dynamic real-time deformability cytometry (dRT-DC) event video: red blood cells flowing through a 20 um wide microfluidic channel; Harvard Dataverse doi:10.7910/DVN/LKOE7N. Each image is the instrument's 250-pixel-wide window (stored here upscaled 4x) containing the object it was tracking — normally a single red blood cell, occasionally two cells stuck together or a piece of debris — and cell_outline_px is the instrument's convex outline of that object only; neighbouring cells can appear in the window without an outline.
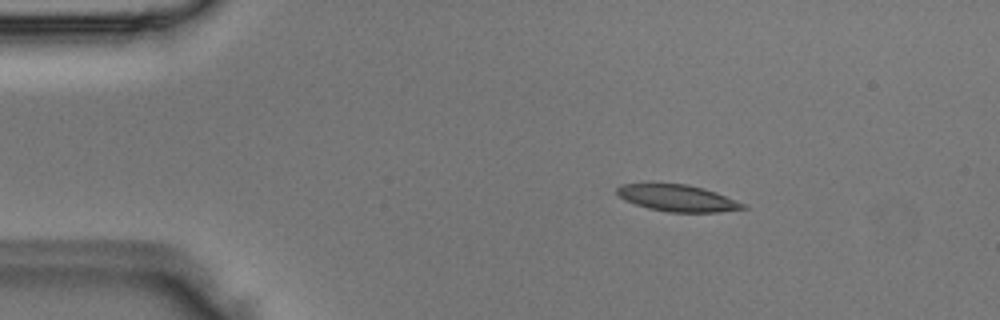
{"species": "Egyptian fruit bat (a non-hibernating species)", "species_latin": "Rousettus aegyptiacus", "temperature_condition": "room temperature", "stored_images_in_passage": 5, "camera_frame_rate_fps": 3000, "um_per_image_px": 0.085, "animal": {"sex": "male"}, "frame": {"image": 1, "passage_image": 2, "time_ms": 0.333, "image_size_px": [1000, 320], "cell_outline_px": [[748, 208], [716, 212], [668, 212], [648, 208], [624, 200], [616, 192], [616, 188], [620, 184], [648, 180], [688, 184], [704, 188], [716, 192], [748, 204]], "centroid_in_image_um": [57.53, 16.78], "position_along_channel_um": 27.5, "area_um2": 20.58}}
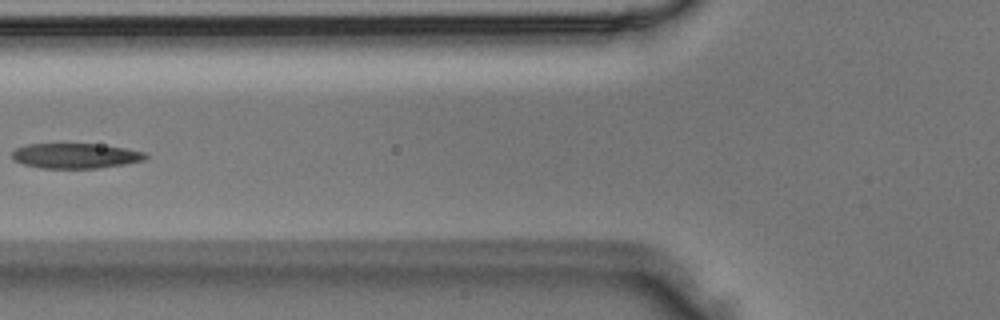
{"frame": {"image": 2, "passage_image": 5, "time_ms": 1.333, "image_size_px": [1000, 320], "cell_outline_px": [[148, 156], [144, 160], [124, 164], [96, 168], [40, 168], [24, 164], [12, 160], [12, 152], [16, 148], [28, 144], [96, 144], [124, 148], [144, 152]], "centroid_in_image_um": [6.38, 13.24], "position_along_channel_um": 119.4, "area_um2": 19.36}}